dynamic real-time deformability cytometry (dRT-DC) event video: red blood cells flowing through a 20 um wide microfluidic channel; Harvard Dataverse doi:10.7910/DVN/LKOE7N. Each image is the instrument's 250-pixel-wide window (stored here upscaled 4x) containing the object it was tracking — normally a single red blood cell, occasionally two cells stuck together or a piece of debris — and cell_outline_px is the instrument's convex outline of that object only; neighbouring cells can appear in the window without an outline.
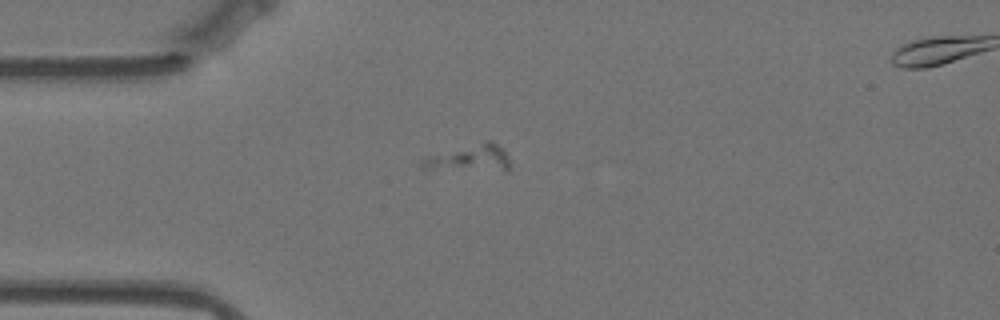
{"species": "Egyptian fruit bat (a non-hibernating species)", "species_latin": "Rousettus aegyptiacus", "temperature_condition": "warm", "stored_images_in_passage": 10, "camera_frame_rate_fps": 3000, "um_per_image_px": 0.085, "animal": {"sex": "female"}, "frame": {"image": 1, "passage_image": 2, "time_ms": 0.333, "image_size_px": [1000, 320], "cell_outline_px": [[508, 172], [424, 168], [420, 164], [420, 160], [428, 156], [484, 140], [488, 140], [496, 144], [504, 152], [508, 160]], "centroid_in_image_um": [39.94, 13.46], "position_along_channel_um": 45.1, "area_um2": 13.64}}
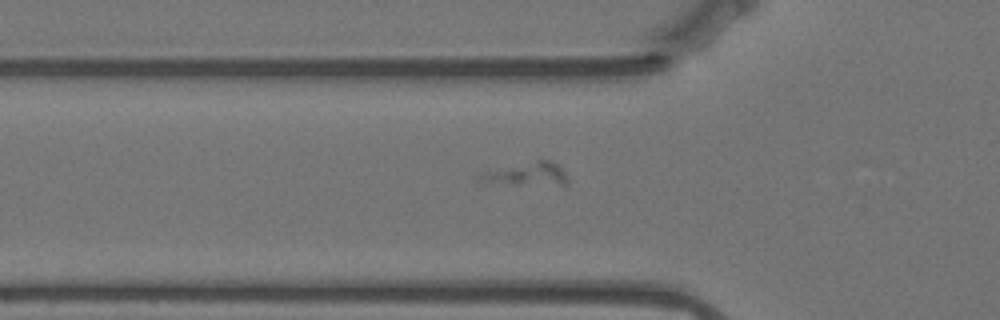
{"frame": {"image": 2, "passage_image": 7, "time_ms": 2.0, "image_size_px": [1000, 320], "cell_outline_px": [[568, 180], [564, 184], [560, 184], [476, 180], [484, 172], [536, 160], [548, 160], [556, 164], [564, 172]], "centroid_in_image_um": [44.88, 14.74], "position_along_channel_um": 80.9, "area_um2": 10.46}}